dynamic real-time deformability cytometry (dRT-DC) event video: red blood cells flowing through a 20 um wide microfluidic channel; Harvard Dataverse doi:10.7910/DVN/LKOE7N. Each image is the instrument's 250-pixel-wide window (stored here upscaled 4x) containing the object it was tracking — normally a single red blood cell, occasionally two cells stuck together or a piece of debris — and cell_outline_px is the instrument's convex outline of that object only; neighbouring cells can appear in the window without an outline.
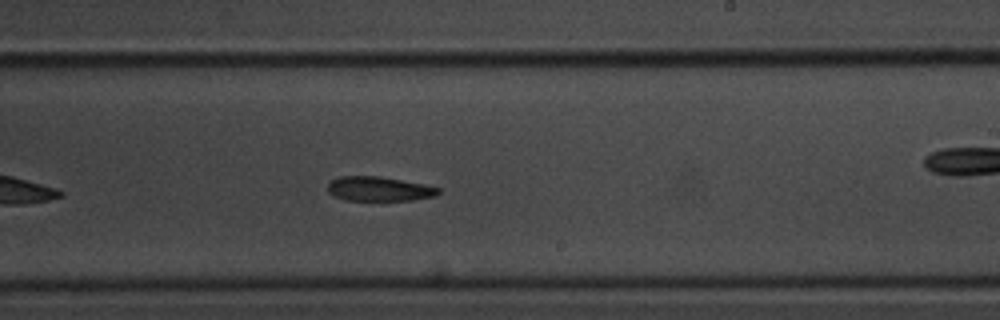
{"species": "common noctule bat (a hibernating species)", "species_latin": "Nyctalus noctula", "temperature_condition": "room temperature", "stored_images_in_passage": 38, "camera_frame_rate_fps": 3000, "um_per_image_px": 0.085, "animal": {"sex": "male", "body_mass_g": 20.1, "forearm_length_mm": 53.5}, "frame": {"image": 1, "passage_image": 22, "time_ms": 7.0, "image_size_px": [1000, 320], "cell_outline_px": [[440, 192], [436, 196], [412, 200], [344, 200], [328, 192], [328, 184], [332, 180], [340, 176], [380, 176], [424, 184], [440, 188]], "centroid_in_image_um": [32.24, 16.05], "position_along_channel_um": 256.8, "area_um2": 15.72}}